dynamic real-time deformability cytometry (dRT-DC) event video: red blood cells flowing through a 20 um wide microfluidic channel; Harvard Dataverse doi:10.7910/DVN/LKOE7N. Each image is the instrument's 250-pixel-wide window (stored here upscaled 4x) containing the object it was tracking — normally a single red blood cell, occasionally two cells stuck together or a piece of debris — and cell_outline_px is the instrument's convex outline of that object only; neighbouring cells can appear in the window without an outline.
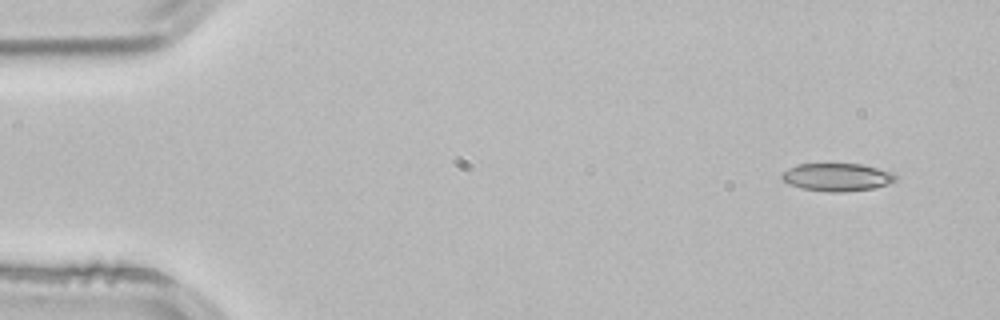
{"species": "common noctule bat (a hibernating species)", "species_latin": "Nyctalus noctula", "temperature_condition": "room temperature", "stored_images_in_passage": 3, "camera_frame_rate_fps": 3000, "um_per_image_px": 0.085, "animal": {"sex": "male", "body_mass_g": 21.5, "forearm_length_mm": 52.0}, "frame": {"image": 1, "passage_image": 1, "time_ms": 0.0, "image_size_px": [1000, 320], "cell_outline_px": [[896, 180], [888, 184], [876, 188], [844, 192], [828, 192], [800, 188], [788, 184], [780, 180], [780, 172], [796, 164], [860, 164], [892, 172], [896, 176]], "centroid_in_image_um": [71.08, 15.06], "position_along_channel_um": 13.9, "area_um2": 18.73}}